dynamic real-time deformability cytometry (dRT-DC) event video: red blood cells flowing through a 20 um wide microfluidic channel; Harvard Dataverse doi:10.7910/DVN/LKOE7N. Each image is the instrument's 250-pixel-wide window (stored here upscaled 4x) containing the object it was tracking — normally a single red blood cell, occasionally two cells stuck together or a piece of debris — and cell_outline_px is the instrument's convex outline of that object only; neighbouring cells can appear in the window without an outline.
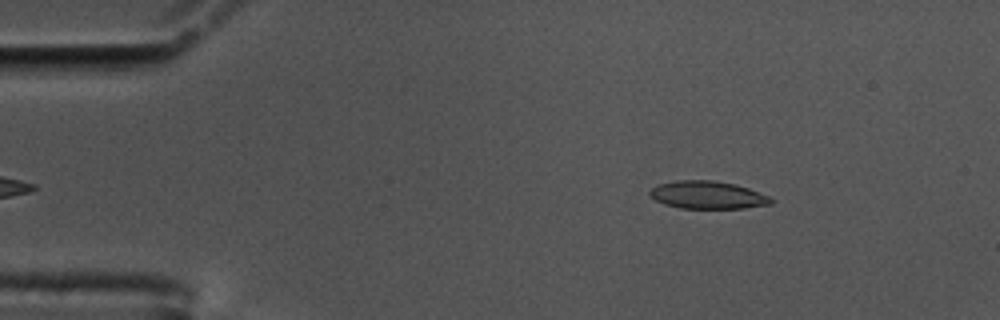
{"species": "common noctule bat (a hibernating species)", "species_latin": "Nyctalus noctula", "temperature_condition": "cold", "stored_images_in_passage": 53, "segment_of_instrument_passage": [1, 2], "camera_frame_rate_fps": 3000, "um_per_image_px": 0.085, "animal": {"sex": "male", "body_mass_g": 17.5, "forearm_length_mm": 52.3}, "frame": {"image": 1, "passage_image": 4, "time_ms": 1.0, "image_size_px": [1000, 320], "cell_outline_px": [[772, 204], [744, 208], [680, 208], [664, 204], [656, 200], [648, 192], [652, 188], [660, 184], [676, 180], [712, 180], [736, 184], [748, 188], [768, 196], [772, 200]], "centroid_in_image_um": [60.14, 16.57], "position_along_channel_um": 24.9, "area_um2": 19.42}}
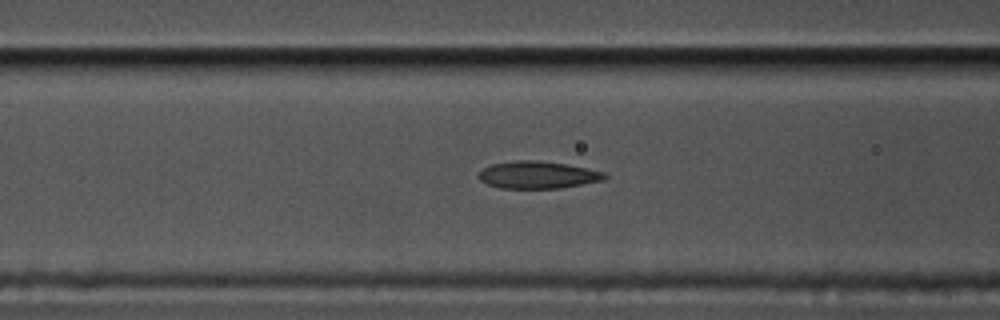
{"frame": {"image": 2, "passage_image": 18, "time_ms": 5.667, "image_size_px": [1000, 320], "cell_outline_px": [[608, 176], [604, 180], [560, 188], [500, 188], [488, 184], [480, 180], [476, 176], [484, 168], [492, 164], [516, 160], [536, 160], [564, 164], [588, 168], [604, 172]], "centroid_in_image_um": [45.71, 14.87], "position_along_channel_um": 120.9, "area_um2": 19.94}}
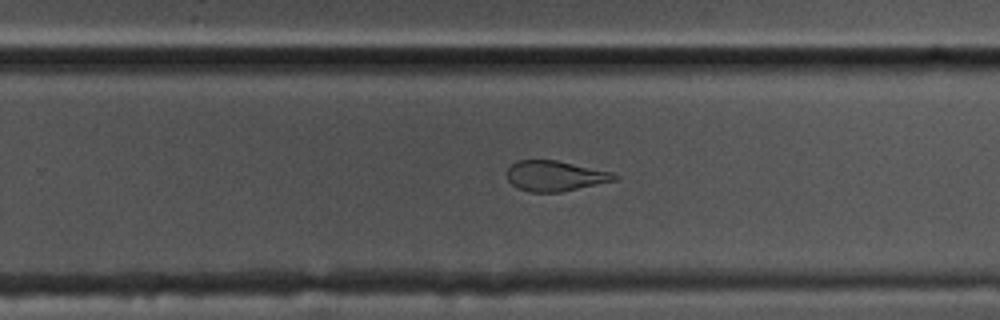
{"frame": {"image": 3, "passage_image": 32, "time_ms": 10.333, "image_size_px": [1000, 320], "cell_outline_px": [[620, 176], [616, 180], [560, 192], [528, 192], [516, 188], [508, 180], [508, 168], [516, 160], [556, 160], [612, 172]], "centroid_in_image_um": [47.17, 14.95], "position_along_channel_um": 282.6, "area_um2": 18.96}}